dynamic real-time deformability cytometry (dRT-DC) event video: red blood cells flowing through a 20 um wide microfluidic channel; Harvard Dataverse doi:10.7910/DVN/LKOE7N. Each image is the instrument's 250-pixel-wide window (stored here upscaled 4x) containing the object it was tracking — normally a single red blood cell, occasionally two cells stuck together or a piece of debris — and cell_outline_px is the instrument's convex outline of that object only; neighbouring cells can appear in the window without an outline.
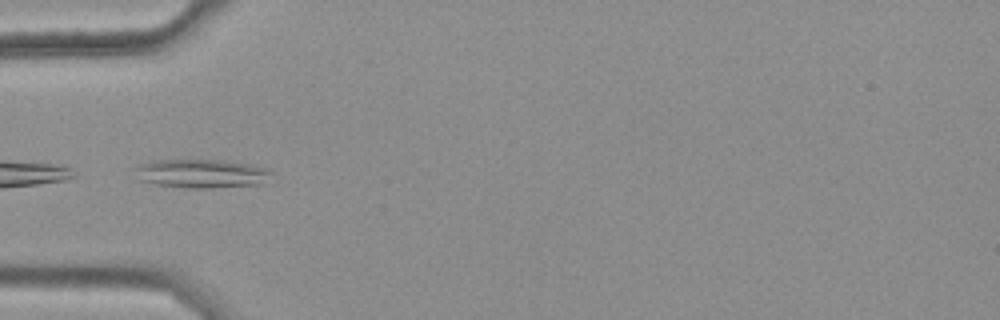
{"species": "common noctule bat (a hibernating species)", "species_latin": "Nyctalus noctula", "temperature_condition": "warm", "stored_images_in_passage": 8, "camera_frame_rate_fps": 3000, "um_per_image_px": 0.085, "animal": {"sex": "female", "body_mass_g": 25.1}, "frame": {"image": 1, "passage_image": 5, "time_ms": 1.333, "image_size_px": [1000, 320], "cell_outline_px": [[272, 184], [212, 188], [192, 188], [156, 184], [140, 180], [136, 168], [140, 164], [156, 160], [220, 160], [252, 164], [268, 168], [272, 172]], "centroid_in_image_um": [17.31, 14.76], "position_along_channel_um": 67.7, "area_um2": 23.18}}